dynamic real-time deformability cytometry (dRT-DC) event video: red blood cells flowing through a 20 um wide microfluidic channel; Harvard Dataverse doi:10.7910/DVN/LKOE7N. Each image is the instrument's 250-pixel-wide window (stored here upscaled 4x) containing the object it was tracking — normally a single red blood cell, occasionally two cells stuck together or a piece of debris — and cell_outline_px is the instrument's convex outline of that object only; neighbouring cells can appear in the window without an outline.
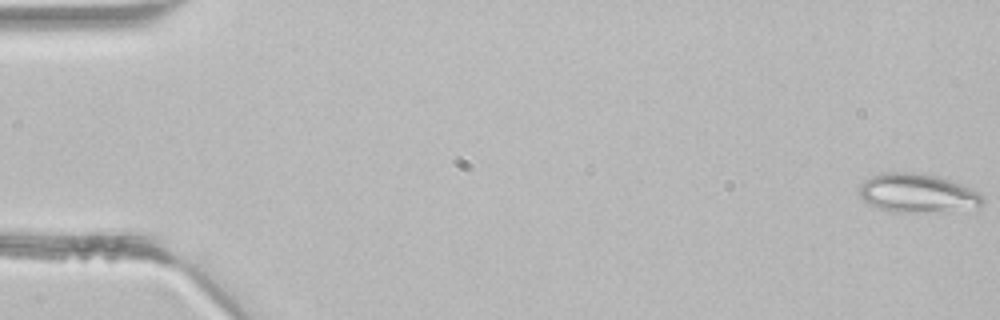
{"species": "common noctule bat (a hibernating species)", "species_latin": "Nyctalus noctula", "temperature_condition": "room temperature", "stored_images_in_passage": 4, "camera_frame_rate_fps": 3000, "um_per_image_px": 0.085, "animal": {"sex": "male", "body_mass_g": 21.5, "forearm_length_mm": 52.0}, "frame": {"image": 1, "passage_image": 1, "time_ms": 0.0, "image_size_px": [1000, 320], "cell_outline_px": [[984, 204], [980, 208], [912, 212], [892, 212], [868, 204], [860, 196], [860, 184], [864, 180], [872, 176], [884, 172], [916, 172], [936, 176], [960, 184], [980, 192], [984, 196]], "centroid_in_image_um": [78.0, 16.41], "position_along_channel_um": 7.0, "area_um2": 27.86}}